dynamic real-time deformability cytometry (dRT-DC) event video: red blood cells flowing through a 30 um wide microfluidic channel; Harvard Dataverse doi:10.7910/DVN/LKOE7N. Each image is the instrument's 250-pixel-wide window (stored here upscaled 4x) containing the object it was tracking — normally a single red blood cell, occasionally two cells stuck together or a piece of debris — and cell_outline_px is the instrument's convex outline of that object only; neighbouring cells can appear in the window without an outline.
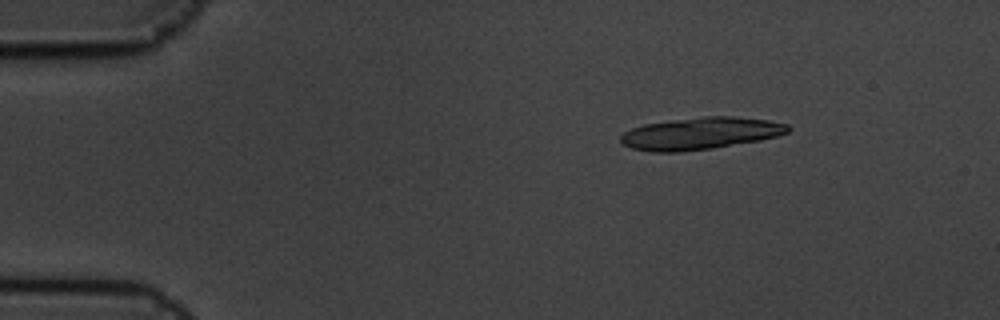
{"species": "common noctule bat (a hibernating species)", "species_latin": "Nyctalus noctula", "temperature_condition": "cold", "stored_images_in_passage": 6, "camera_frame_rate_fps": 3000, "um_per_image_px": 0.085, "animal": {"sex": "male", "body_mass_g": 19.5, "forearm_length_mm": 54.6}, "frame": {"image": 1, "passage_image": 3, "time_ms": 0.667, "image_size_px": [1000, 320], "cell_outline_px": [[792, 128], [788, 132], [776, 136], [760, 140], [712, 148], [680, 152], [652, 152], [632, 148], [620, 144], [620, 136], [624, 132], [632, 128], [644, 124], [672, 120], [704, 116], [732, 116], [768, 120], [788, 124]], "centroid_in_image_um": [59.52, 11.34], "position_along_channel_um": 25.5, "area_um2": 31.33}}